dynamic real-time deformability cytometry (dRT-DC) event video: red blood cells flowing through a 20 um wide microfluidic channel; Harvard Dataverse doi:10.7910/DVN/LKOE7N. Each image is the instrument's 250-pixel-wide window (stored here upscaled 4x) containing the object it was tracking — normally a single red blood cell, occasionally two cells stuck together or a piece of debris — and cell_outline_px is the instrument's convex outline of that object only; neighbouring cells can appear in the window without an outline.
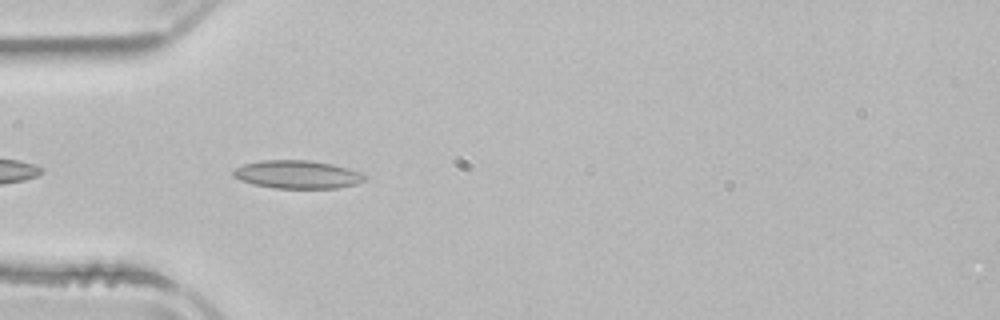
{"species": "common noctule bat (a hibernating species)", "species_latin": "Nyctalus noctula", "temperature_condition": "room temperature", "stored_images_in_passage": 7, "camera_frame_rate_fps": 3000, "um_per_image_px": 0.085, "animal": {"sex": "male", "body_mass_g": 21.5, "forearm_length_mm": 52.0}, "frame": {"image": 1, "passage_image": 3, "time_ms": 0.667, "image_size_px": [1000, 320], "cell_outline_px": [[364, 180], [356, 184], [336, 188], [276, 188], [252, 184], [240, 180], [232, 176], [232, 172], [236, 168], [244, 164], [260, 160], [308, 160], [332, 164], [360, 172], [364, 176]], "centroid_in_image_um": [25.23, 14.83], "position_along_channel_um": 59.8, "area_um2": 21.39}}